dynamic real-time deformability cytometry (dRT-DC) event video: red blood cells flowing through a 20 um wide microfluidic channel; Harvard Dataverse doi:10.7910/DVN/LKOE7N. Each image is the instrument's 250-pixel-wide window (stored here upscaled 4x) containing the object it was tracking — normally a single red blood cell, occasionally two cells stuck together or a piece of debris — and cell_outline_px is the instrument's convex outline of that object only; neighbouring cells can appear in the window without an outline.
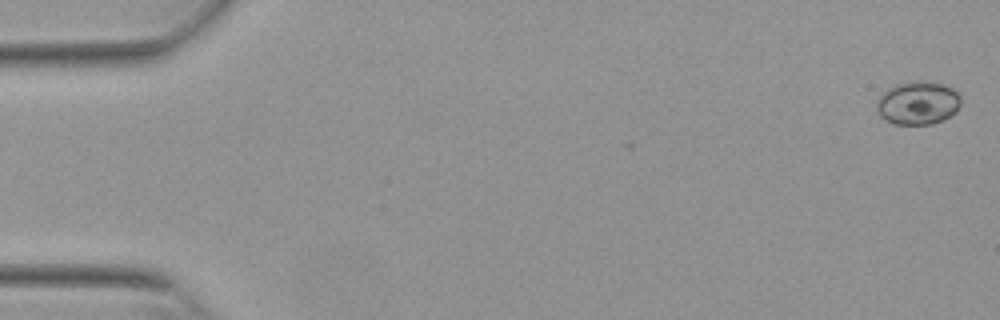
{"species": "Egyptian fruit bat (a non-hibernating species)", "species_latin": "Rousettus aegyptiacus", "temperature_condition": "warm", "stored_images_in_passage": 48, "camera_frame_rate_fps": 3000, "um_per_image_px": 0.085, "animal": {"sex": "female"}, "frame": {"image": 1, "passage_image": 1, "time_ms": 0.0, "image_size_px": [1000, 320], "cell_outline_px": [[960, 104], [956, 112], [932, 124], [892, 124], [880, 116], [876, 108], [876, 104], [880, 96], [888, 88], [896, 84], [908, 80], [920, 80], [944, 84], [952, 88], [960, 96]], "centroid_in_image_um": [78.0, 8.73], "position_along_channel_um": 7.0, "area_um2": 21.33}}
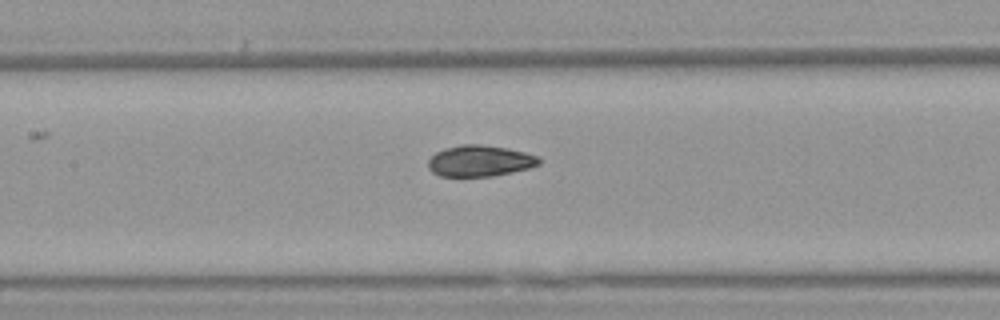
{"frame": {"image": 2, "passage_image": 25, "time_ms": 8.0, "image_size_px": [1000, 320], "cell_outline_px": [[540, 164], [528, 168], [512, 172], [492, 176], [440, 176], [432, 172], [428, 168], [428, 160], [436, 152], [444, 148], [460, 144], [480, 144], [508, 148], [540, 156]], "centroid_in_image_um": [40.78, 13.67], "position_along_channel_um": 166.6, "area_um2": 20.23}}
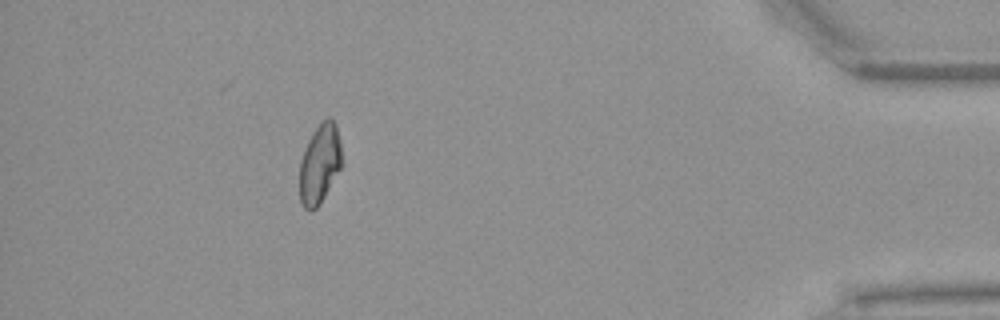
{"frame": {"image": 3, "passage_image": 48, "time_ms": 15.667, "image_size_px": [1000, 320], "cell_outline_px": [[344, 164], [320, 204], [312, 212], [304, 208], [300, 200], [300, 160], [308, 140], [316, 128], [328, 116], [336, 124]], "centroid_in_image_um": [27.2, 13.96], "position_along_channel_um": 408.0, "area_um2": 19.71}, "authors_computed_cell_mechanics": {"area_um2": 20.2011, "velocity_mm_per_s": 3.8689, "shape_relaxation_time_tau1_ms": 9.8909, "shape_relaxation_time_tau2_ms": 1.7926, "deformation_change_tau1": 0.1683, "deformation_change_tau2": 0.0603}}